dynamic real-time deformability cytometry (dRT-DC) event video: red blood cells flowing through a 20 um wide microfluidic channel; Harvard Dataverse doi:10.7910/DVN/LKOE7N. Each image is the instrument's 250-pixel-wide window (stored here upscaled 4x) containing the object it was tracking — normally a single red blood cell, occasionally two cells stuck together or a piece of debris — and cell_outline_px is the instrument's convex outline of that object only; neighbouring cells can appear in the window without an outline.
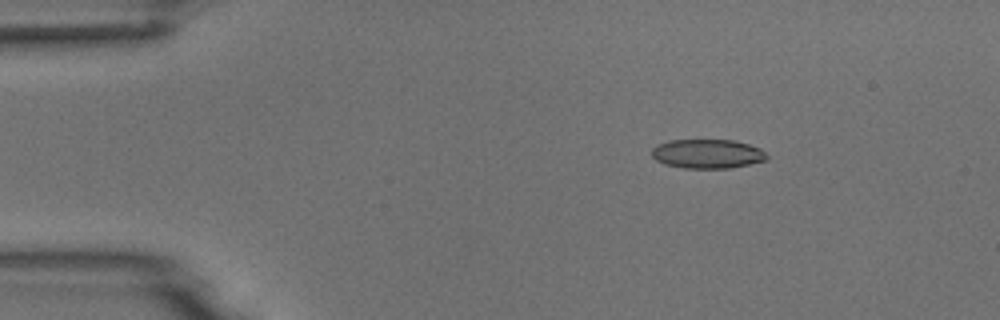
{"species": "common noctule bat (a hibernating species)", "species_latin": "Nyctalus noctula", "temperature_condition": "room temperature", "stored_images_in_passage": 5, "camera_frame_rate_fps": 3000, "um_per_image_px": 0.085, "animal": {"sex": "male", "body_mass_g": 18.8}, "frame": {"image": 1, "passage_image": 3, "time_ms": 2.333, "image_size_px": [1000, 320], "cell_outline_px": [[768, 160], [732, 168], [684, 168], [664, 164], [656, 160], [652, 156], [652, 148], [656, 144], [668, 140], [732, 140], [748, 144], [760, 148], [768, 156]], "centroid_in_image_um": [60.12, 13.07], "position_along_channel_um": 24.9, "area_um2": 19.71}}